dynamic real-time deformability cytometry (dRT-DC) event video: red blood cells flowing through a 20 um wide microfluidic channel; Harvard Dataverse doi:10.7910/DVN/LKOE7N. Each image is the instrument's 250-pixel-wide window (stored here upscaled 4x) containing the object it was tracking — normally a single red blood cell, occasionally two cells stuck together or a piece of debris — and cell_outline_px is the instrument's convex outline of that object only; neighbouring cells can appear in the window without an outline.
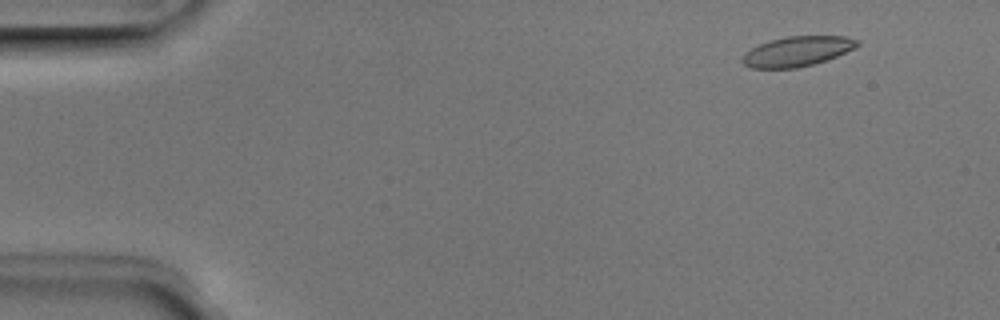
{"species": "Egyptian fruit bat (a non-hibernating species)", "species_latin": "Rousettus aegyptiacus", "temperature_condition": "room temperature", "stored_images_in_passage": 6, "camera_frame_rate_fps": 3000, "um_per_image_px": 0.085, "animal": {"sex": "male"}, "frame": {"image": 1, "passage_image": 2, "time_ms": 0.333, "image_size_px": [1000, 320], "cell_outline_px": [[860, 44], [836, 56], [812, 64], [796, 68], [748, 68], [740, 60], [744, 52], [768, 40], [788, 36], [844, 36], [860, 40]], "centroid_in_image_um": [67.7, 4.36], "position_along_channel_um": 17.3, "area_um2": 19.94}}
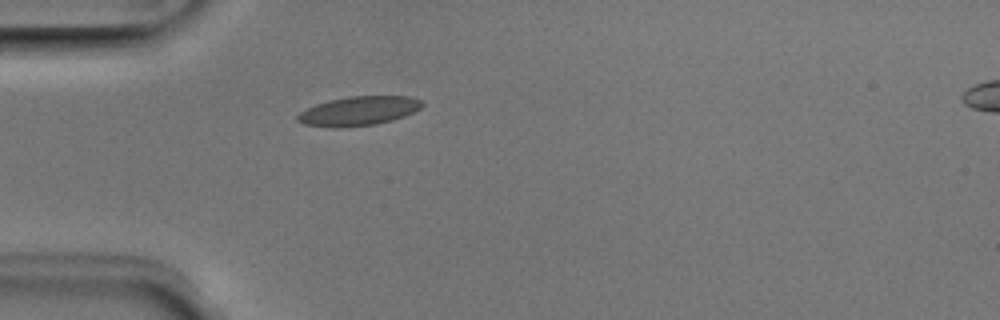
{"frame": {"image": 2, "passage_image": 5, "time_ms": 1.333, "image_size_px": [1000, 320], "cell_outline_px": [[424, 104], [420, 108], [404, 116], [392, 120], [376, 124], [336, 128], [332, 128], [304, 124], [296, 120], [296, 116], [300, 112], [316, 104], [328, 100], [348, 96], [412, 96], [420, 100]], "centroid_in_image_um": [30.47, 9.43], "position_along_channel_um": 54.5, "area_um2": 21.21}}